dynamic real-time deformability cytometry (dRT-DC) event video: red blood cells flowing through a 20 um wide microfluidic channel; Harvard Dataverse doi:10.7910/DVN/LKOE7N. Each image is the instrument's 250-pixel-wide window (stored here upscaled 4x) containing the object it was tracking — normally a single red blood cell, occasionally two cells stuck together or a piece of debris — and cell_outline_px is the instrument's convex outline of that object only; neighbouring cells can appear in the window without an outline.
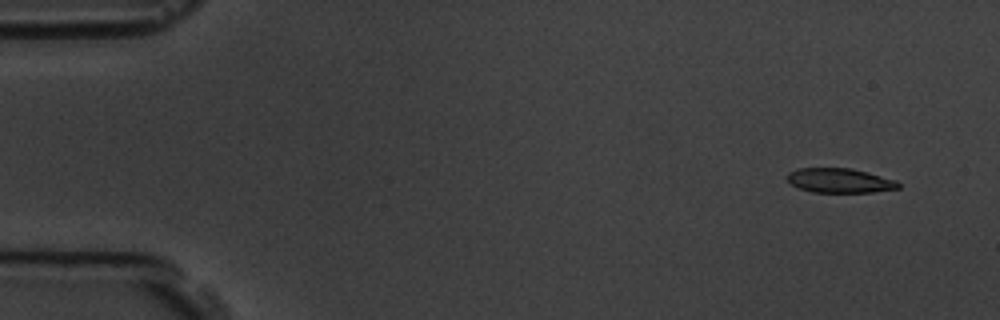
{"species": "common noctule bat (a hibernating species)", "species_latin": "Nyctalus noctula", "temperature_condition": "room temperature", "stored_images_in_passage": 5, "camera_frame_rate_fps": 3000, "um_per_image_px": 0.085, "animal": {"sex": "male", "body_mass_g": 19.5, "forearm_length_mm": 54.6}, "frame": {"image": 1, "passage_image": 1, "time_ms": 0.0, "image_size_px": [1000, 320], "cell_outline_px": [[900, 188], [872, 192], [812, 192], [800, 188], [792, 184], [784, 176], [788, 172], [796, 168], [852, 168], [868, 172], [896, 180], [900, 184]], "centroid_in_image_um": [71.36, 15.33], "position_along_channel_um": 13.6, "area_um2": 15.95}}
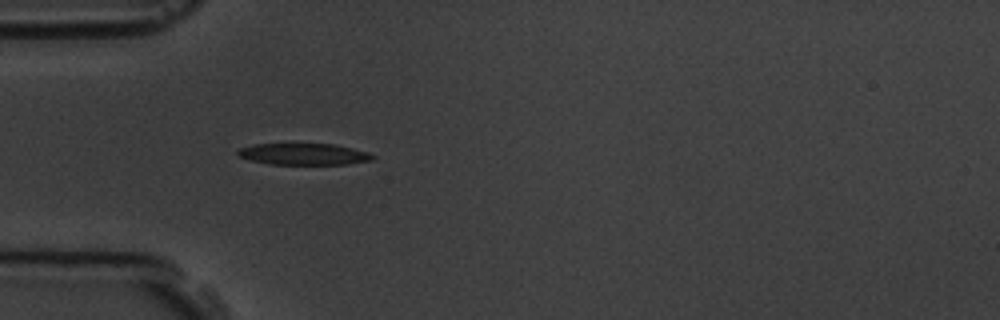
{"frame": {"image": 2, "passage_image": 5, "time_ms": 4.333, "image_size_px": [1000, 320], "cell_outline_px": [[376, 156], [372, 160], [344, 164], [272, 164], [252, 160], [240, 156], [236, 152], [240, 148], [252, 144], [292, 140], [336, 144], [368, 152]], "centroid_in_image_um": [25.78, 13.03], "position_along_channel_um": 59.2, "area_um2": 17.92}}